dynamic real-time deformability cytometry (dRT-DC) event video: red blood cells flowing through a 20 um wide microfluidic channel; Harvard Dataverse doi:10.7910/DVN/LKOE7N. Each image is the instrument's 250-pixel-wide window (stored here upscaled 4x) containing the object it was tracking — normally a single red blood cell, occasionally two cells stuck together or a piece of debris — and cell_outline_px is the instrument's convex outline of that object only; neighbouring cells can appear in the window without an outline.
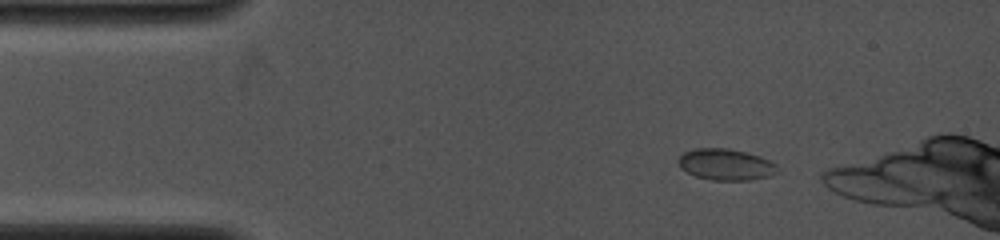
{"species": "common noctule bat (a hibernating species)", "species_latin": "Nyctalus noctula", "temperature_condition": "cold", "stored_images_in_passage": 10, "camera_frame_rate_fps": 4000, "um_per_image_px": 0.085, "animal": {"sex": "female", "body_mass_g": 19.0, "forearm_length_mm": 53.3}, "frame": {"image": 1, "passage_image": 2, "time_ms": 0.5, "image_size_px": [1000, 240], "cell_outline_px": [[776, 168], [768, 176], [748, 180], [712, 180], [696, 176], [680, 168], [680, 156], [684, 152], [696, 148], [728, 148], [748, 152], [760, 156], [776, 164]], "centroid_in_image_um": [61.66, 13.97], "position_along_channel_um": 23.3, "area_um2": 17.74}}
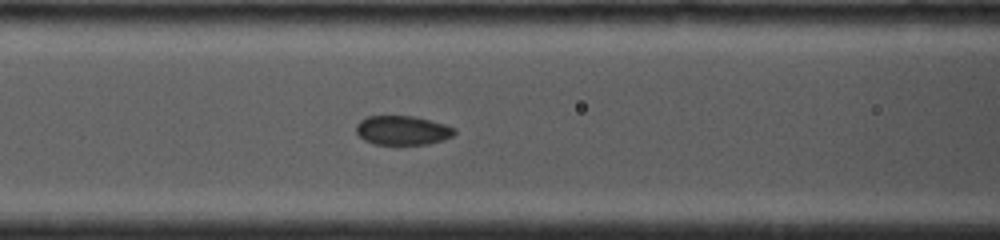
{"frame": {"image": 2, "passage_image": 7, "time_ms": 4.5, "image_size_px": [1000, 240], "cell_outline_px": [[456, 132], [452, 136], [444, 140], [428, 144], [396, 148], [372, 144], [364, 140], [356, 132], [356, 124], [360, 120], [368, 116], [412, 116], [444, 124], [456, 128]], "centroid_in_image_um": [34.19, 11.14], "position_along_channel_um": 132.4, "area_um2": 17.51}}
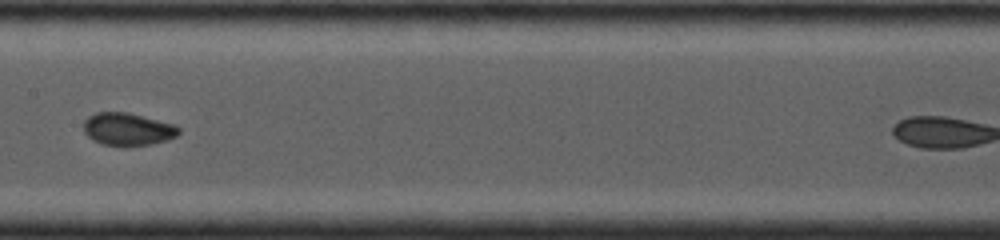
{"frame": {"image": 3, "passage_image": 9, "time_ms": 6.0, "image_size_px": [1000, 240], "cell_outline_px": [[180, 132], [176, 136], [168, 140], [152, 144], [100, 144], [92, 140], [84, 132], [84, 120], [88, 116], [96, 112], [128, 112], [176, 124], [180, 128]], "centroid_in_image_um": [10.87, 10.95], "position_along_channel_um": 196.5, "area_um2": 17.98}}